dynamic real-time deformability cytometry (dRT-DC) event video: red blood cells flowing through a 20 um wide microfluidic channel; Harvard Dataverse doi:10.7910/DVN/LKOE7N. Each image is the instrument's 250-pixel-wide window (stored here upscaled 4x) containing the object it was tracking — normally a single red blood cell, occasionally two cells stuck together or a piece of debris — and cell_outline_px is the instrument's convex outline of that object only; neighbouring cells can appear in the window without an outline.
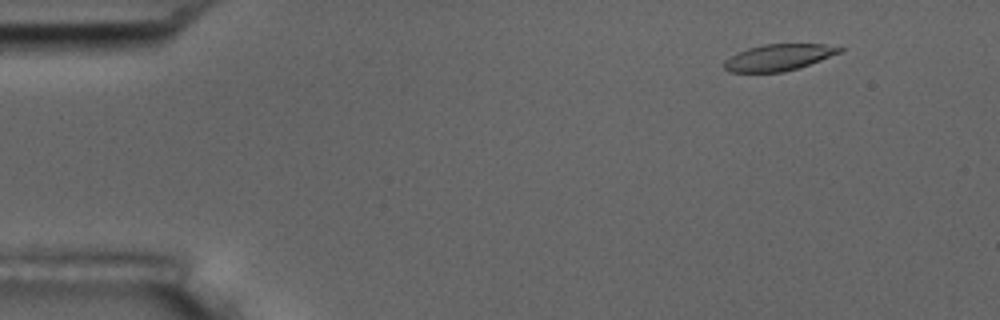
{"species": "common noctule bat (a hibernating species)", "species_latin": "Nyctalus noctula", "temperature_condition": "room temperature", "stored_images_in_passage": 5, "camera_frame_rate_fps": 3000, "um_per_image_px": 0.085, "animal": {"sex": "male", "body_mass_g": 17.5, "forearm_length_mm": 52.3}, "frame": {"image": 1, "passage_image": 2, "time_ms": 1.333, "image_size_px": [1000, 320], "cell_outline_px": [[844, 48], [840, 52], [820, 60], [784, 72], [728, 72], [724, 68], [724, 60], [736, 52], [748, 48], [764, 44], [824, 44]], "centroid_in_image_um": [66.12, 4.88], "position_along_channel_um": 18.9, "area_um2": 17.63}}
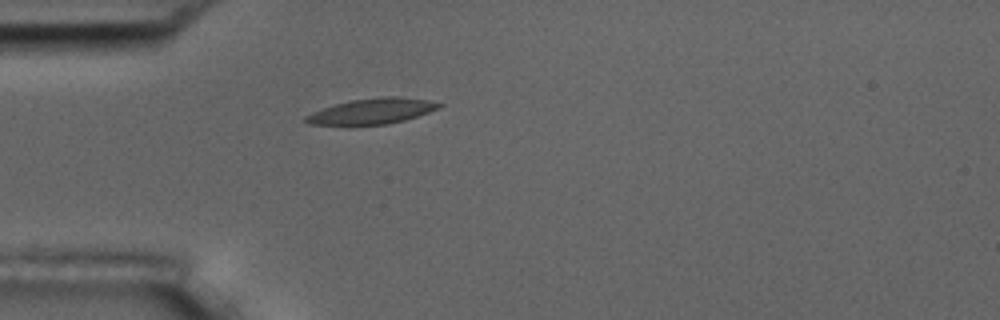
{"frame": {"image": 2, "passage_image": 5, "time_ms": 4.667, "image_size_px": [1000, 320], "cell_outline_px": [[444, 104], [440, 108], [404, 120], [388, 124], [308, 124], [304, 120], [304, 116], [312, 112], [348, 100], [380, 96], [396, 96], [428, 100]], "centroid_in_image_um": [31.64, 9.43], "position_along_channel_um": 53.4, "area_um2": 19.65}}